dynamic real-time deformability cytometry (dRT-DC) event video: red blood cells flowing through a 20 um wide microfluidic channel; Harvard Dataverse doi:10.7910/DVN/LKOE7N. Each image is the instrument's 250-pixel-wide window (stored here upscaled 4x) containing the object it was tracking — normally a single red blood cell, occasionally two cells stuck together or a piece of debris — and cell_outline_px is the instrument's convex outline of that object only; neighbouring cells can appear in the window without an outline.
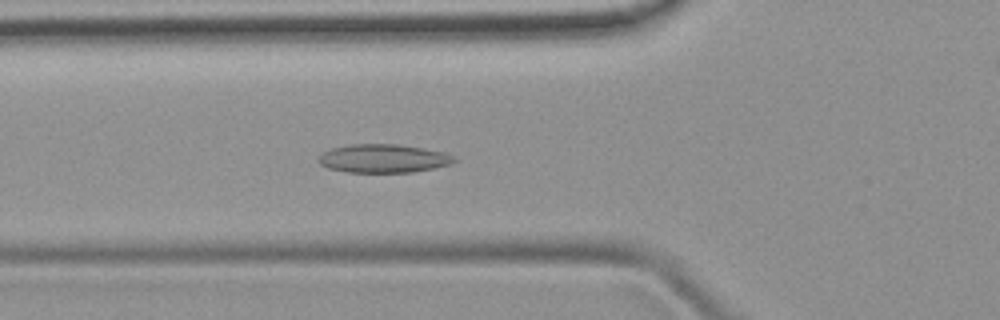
{"species": "common noctule bat (a hibernating species)", "species_latin": "Nyctalus noctula", "temperature_condition": "room temperature", "stored_images_in_passage": 37, "camera_frame_rate_fps": 3000, "um_per_image_px": 0.085, "animal": {"sex": "female", "body_mass_g": 19.9}, "frame": {"image": 1, "passage_image": 8, "time_ms": 2.333, "image_size_px": [1000, 320], "cell_outline_px": [[460, 160], [452, 164], [412, 172], [348, 172], [328, 168], [320, 164], [316, 160], [324, 152], [332, 148], [348, 144], [400, 144], [424, 148], [444, 152]], "centroid_in_image_um": [32.6, 13.46], "position_along_channel_um": 93.2, "area_um2": 22.6}}
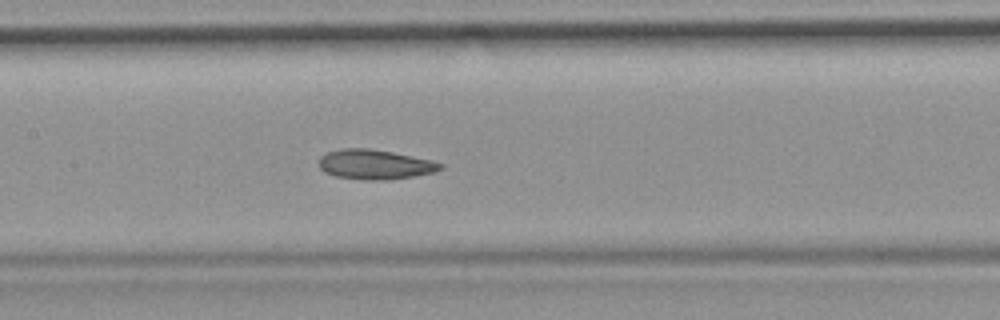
{"frame": {"image": 2, "passage_image": 14, "time_ms": 4.333, "image_size_px": [1000, 320], "cell_outline_px": [[444, 168], [436, 172], [388, 180], [368, 180], [336, 176], [324, 172], [320, 168], [320, 156], [328, 152], [340, 148], [368, 148], [392, 152], [432, 160], [444, 164]], "centroid_in_image_um": [31.89, 13.97], "position_along_channel_um": 175.5, "area_um2": 21.04}}
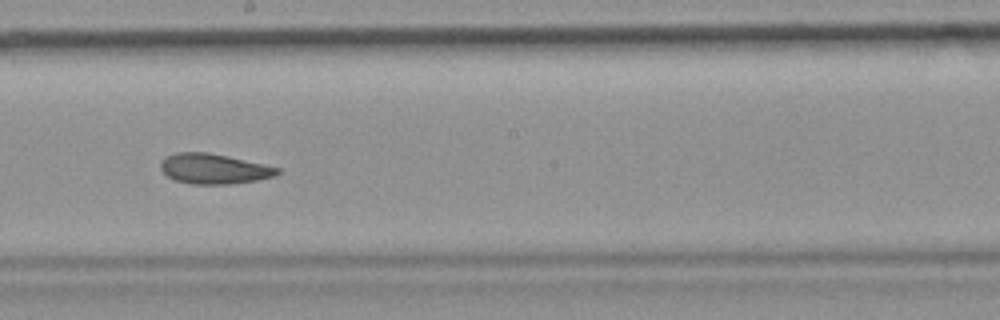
{"frame": {"image": 3, "passage_image": 18, "time_ms": 5.667, "image_size_px": [1000, 320], "cell_outline_px": [[280, 172], [276, 176], [256, 180], [228, 184], [192, 184], [172, 180], [160, 168], [160, 160], [164, 156], [176, 152], [208, 152], [228, 156], [264, 164], [280, 168]], "centroid_in_image_um": [18.15, 14.34], "position_along_channel_um": 230.1, "area_um2": 20.69}}